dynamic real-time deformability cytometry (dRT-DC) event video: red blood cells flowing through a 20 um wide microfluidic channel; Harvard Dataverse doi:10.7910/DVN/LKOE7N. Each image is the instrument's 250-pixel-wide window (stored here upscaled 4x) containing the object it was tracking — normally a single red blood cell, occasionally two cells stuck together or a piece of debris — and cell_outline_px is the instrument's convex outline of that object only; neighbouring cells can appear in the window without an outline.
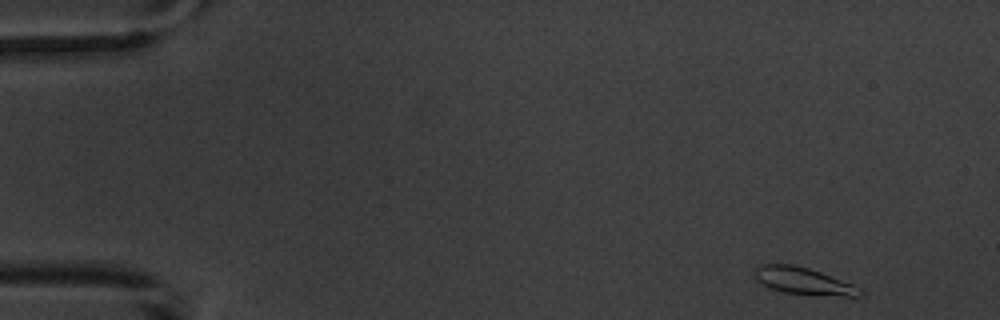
{"species": "common noctule bat (a hibernating species)", "species_latin": "Nyctalus noctula", "temperature_condition": "warm", "stored_images_in_passage": 7, "camera_frame_rate_fps": 3000, "um_per_image_px": 0.085, "animal": {"sex": "male", "body_mass_g": 20.1, "forearm_length_mm": 53.5}, "frame": {"image": 1, "passage_image": 1, "time_ms": 0.0, "image_size_px": [1000, 320], "cell_outline_px": [[864, 292], [860, 296], [844, 296], [784, 292], [772, 288], [756, 280], [752, 276], [756, 268], [760, 264], [792, 264], [808, 268], [820, 272], [852, 284], [860, 288]], "centroid_in_image_um": [68.26, 23.87], "position_along_channel_um": 16.7, "area_um2": 16.24}}
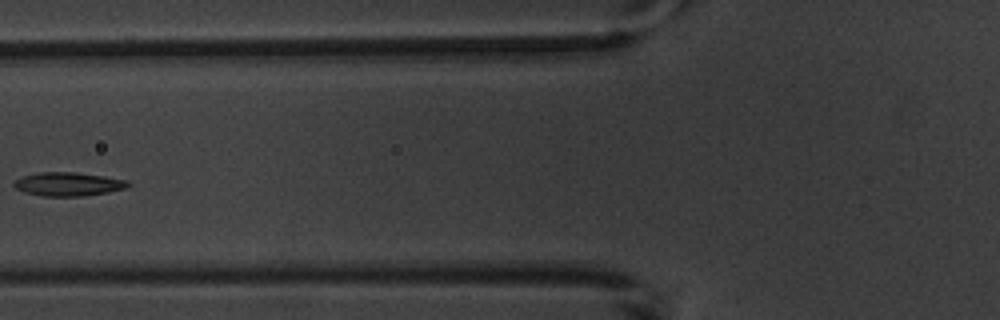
{"frame": {"image": 2, "passage_image": 6, "time_ms": 6.0, "image_size_px": [1000, 320], "cell_outline_px": [[132, 184], [128, 188], [108, 192], [84, 196], [40, 196], [24, 192], [16, 188], [12, 184], [20, 176], [40, 172], [76, 172], [104, 176], [128, 180]], "centroid_in_image_um": [5.82, 15.65], "position_along_channel_um": 120.0, "area_um2": 15.95}}
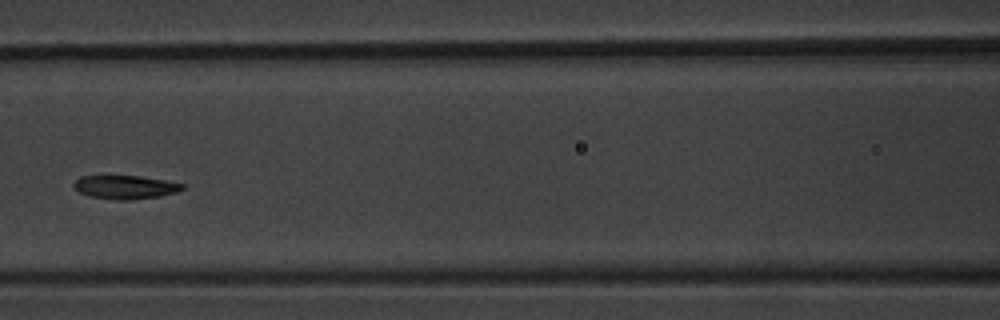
{"frame": {"image": 3, "passage_image": 7, "time_ms": 7.0, "image_size_px": [1000, 320], "cell_outline_px": [[184, 188], [176, 192], [160, 196], [132, 200], [116, 200], [92, 196], [80, 192], [72, 188], [72, 184], [80, 176], [140, 176], [164, 180], [184, 184]], "centroid_in_image_um": [10.63, 15.9], "position_along_channel_um": 156.0, "area_um2": 14.85}}